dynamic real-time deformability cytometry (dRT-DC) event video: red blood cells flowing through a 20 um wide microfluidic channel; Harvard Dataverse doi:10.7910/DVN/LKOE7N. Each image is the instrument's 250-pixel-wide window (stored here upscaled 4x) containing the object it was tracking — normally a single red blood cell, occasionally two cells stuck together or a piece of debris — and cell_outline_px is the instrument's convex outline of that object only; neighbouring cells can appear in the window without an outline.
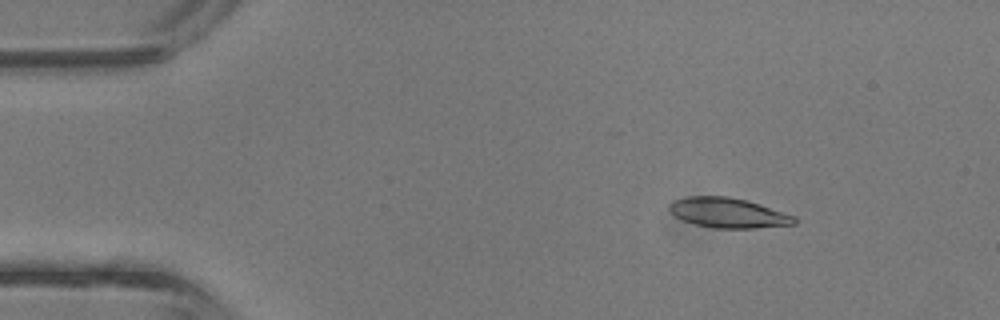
{"species": "common noctule bat (a hibernating species)", "species_latin": "Nyctalus noctula", "temperature_condition": "room temperature", "stored_images_in_passage": 4, "camera_frame_rate_fps": 3000, "um_per_image_px": 0.085, "animal": {"sex": "male", "body_mass_g": 13.3}, "frame": {"image": 1, "passage_image": 2, "time_ms": 0.333, "image_size_px": [1000, 320], "cell_outline_px": [[796, 224], [756, 228], [712, 228], [696, 224], [684, 220], [676, 216], [668, 208], [668, 204], [672, 200], [688, 196], [728, 196], [748, 200], [796, 216]], "centroid_in_image_um": [61.9, 18.08], "position_along_channel_um": 23.1, "area_um2": 21.91}}
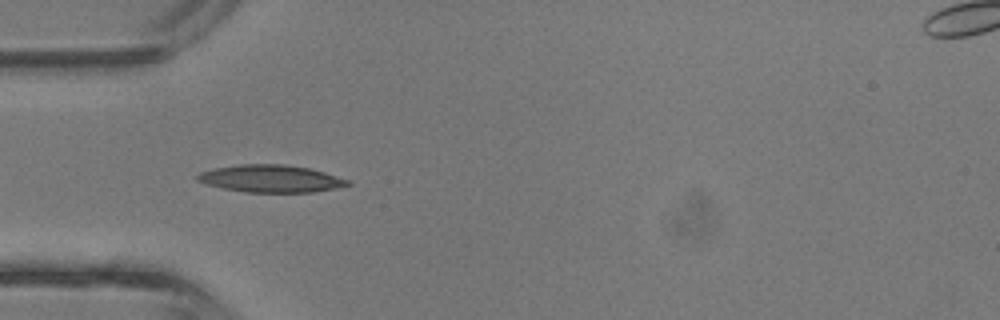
{"frame": {"image": 2, "passage_image": 4, "time_ms": 1.0, "image_size_px": [1000, 320], "cell_outline_px": [[352, 184], [336, 188], [312, 192], [244, 192], [204, 184], [196, 180], [196, 176], [200, 172], [212, 168], [240, 164], [284, 164], [308, 168], [324, 172], [352, 180]], "centroid_in_image_um": [23.01, 15.18], "position_along_channel_um": 62.0, "area_um2": 24.1}}